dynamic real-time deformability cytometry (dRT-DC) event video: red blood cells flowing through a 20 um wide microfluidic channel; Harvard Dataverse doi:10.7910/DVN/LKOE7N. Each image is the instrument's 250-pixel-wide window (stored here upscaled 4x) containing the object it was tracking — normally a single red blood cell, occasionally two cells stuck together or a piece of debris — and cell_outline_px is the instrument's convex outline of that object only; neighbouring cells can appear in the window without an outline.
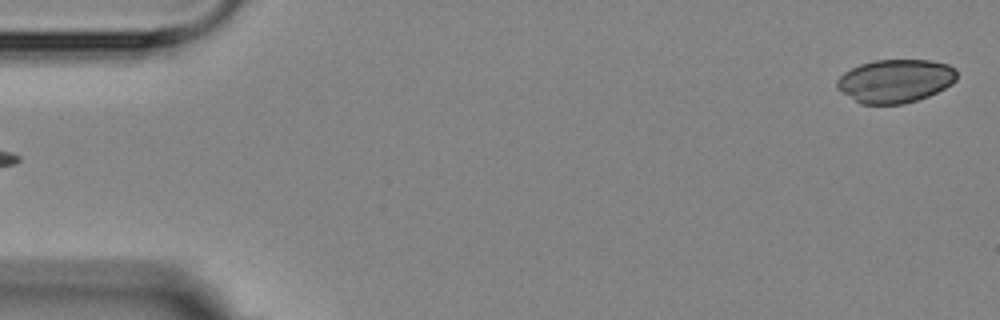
{"species": "Egyptian fruit bat (a non-hibernating species)", "species_latin": "Rousettus aegyptiacus", "temperature_condition": "room temperature", "stored_images_in_passage": 6, "segment_of_instrument_passage": [2, 2], "camera_frame_rate_fps": 3000, "um_per_image_px": 0.085, "animal": {"sex": "female"}, "frame": {"image": 1, "passage_image": 6, "time_ms": 5.667, "image_size_px": [1000, 320], "cell_outline_px": [[956, 80], [952, 84], [928, 96], [904, 104], [860, 104], [836, 88], [836, 80], [844, 72], [860, 64], [876, 60], [932, 60], [948, 64], [956, 68]], "centroid_in_image_um": [76.1, 6.88], "position_along_channel_um": 8.9, "area_um2": 30.35}}